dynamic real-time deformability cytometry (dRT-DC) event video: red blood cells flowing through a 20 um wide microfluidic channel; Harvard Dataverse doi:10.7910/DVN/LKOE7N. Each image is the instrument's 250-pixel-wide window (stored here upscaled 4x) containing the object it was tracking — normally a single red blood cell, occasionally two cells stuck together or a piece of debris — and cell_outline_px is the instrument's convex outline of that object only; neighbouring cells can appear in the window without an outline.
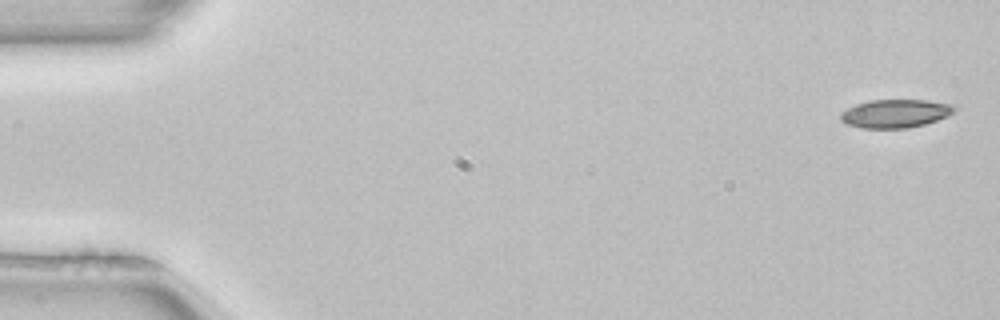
{"species": "common noctule bat (a hibernating species)", "species_latin": "Nyctalus noctula", "temperature_condition": "room temperature", "stored_images_in_passage": 5, "camera_frame_rate_fps": 3000, "um_per_image_px": 0.085, "animal": {"sex": "female", "body_mass_g": 22.7, "forearm_length_mm": 54.2}, "frame": {"image": 1, "passage_image": 1, "time_ms": 0.0, "image_size_px": [1000, 320], "cell_outline_px": [[960, 108], [948, 116], [924, 124], [908, 128], [860, 128], [848, 124], [840, 120], [840, 112], [856, 104], [868, 100], [928, 100], [952, 104]], "centroid_in_image_um": [76.13, 9.64], "position_along_channel_um": 8.9, "area_um2": 18.96}}
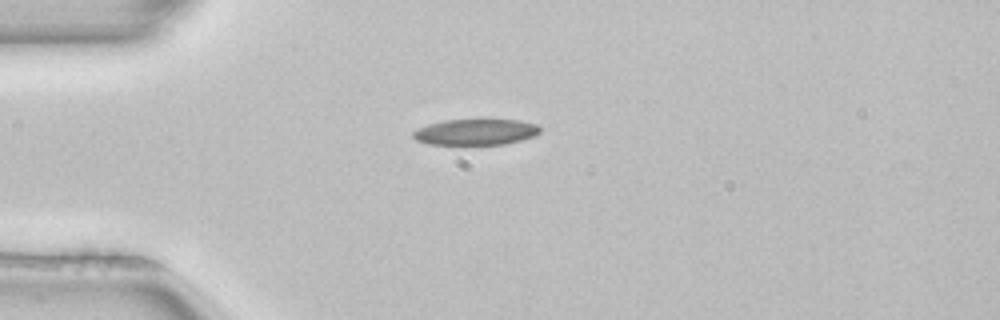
{"frame": {"image": 2, "passage_image": 4, "time_ms": 1.0, "image_size_px": [1000, 320], "cell_outline_px": [[540, 132], [536, 136], [504, 144], [464, 148], [428, 144], [416, 140], [412, 136], [412, 132], [416, 128], [428, 124], [444, 120], [484, 116], [520, 120], [536, 124], [540, 128]], "centroid_in_image_um": [40.4, 11.22], "position_along_channel_um": 44.6, "area_um2": 21.39}}
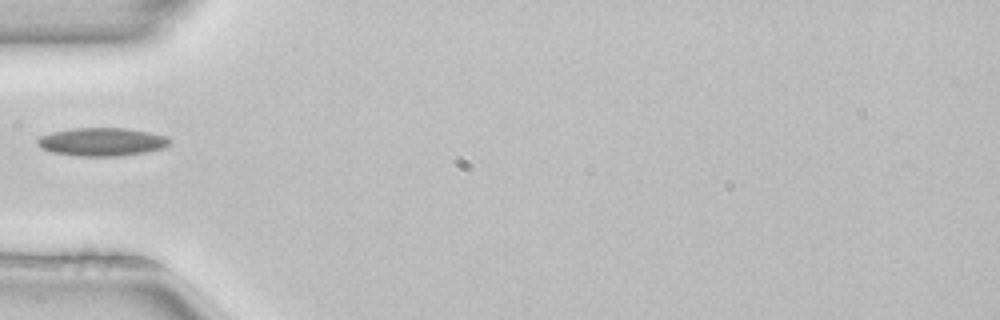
{"frame": {"image": 3, "passage_image": 5, "time_ms": 1.333, "image_size_px": [1000, 320], "cell_outline_px": [[168, 144], [164, 148], [148, 152], [120, 156], [80, 156], [52, 152], [40, 148], [36, 144], [36, 140], [40, 136], [52, 132], [72, 128], [128, 128], [148, 132], [164, 136], [168, 140]], "centroid_in_image_um": [8.61, 12.06], "position_along_channel_um": 76.4, "area_um2": 21.73}}